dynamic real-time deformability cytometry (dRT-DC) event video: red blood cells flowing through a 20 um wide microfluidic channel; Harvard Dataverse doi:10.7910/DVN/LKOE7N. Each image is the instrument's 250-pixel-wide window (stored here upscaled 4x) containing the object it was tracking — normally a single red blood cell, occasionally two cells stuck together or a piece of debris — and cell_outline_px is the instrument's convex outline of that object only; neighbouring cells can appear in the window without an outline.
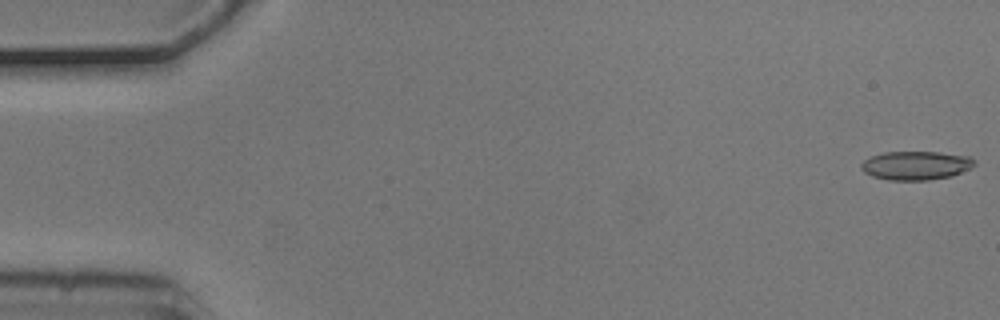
{"species": "common noctule bat (a hibernating species)", "species_latin": "Nyctalus noctula", "temperature_condition": "cold", "stored_images_in_passage": 3, "camera_frame_rate_fps": 3000, "um_per_image_px": 0.085, "animal": {"sex": "male", "body_mass_g": 20.5, "forearm_length_mm": 52.5}, "frame": {"image": 1, "passage_image": 1, "time_ms": 0.0, "image_size_px": [1000, 320], "cell_outline_px": [[976, 164], [972, 168], [952, 176], [928, 180], [888, 180], [872, 176], [864, 172], [860, 168], [860, 164], [864, 160], [872, 156], [884, 152], [936, 152], [968, 156], [976, 160]], "centroid_in_image_um": [77.86, 14.07], "position_along_channel_um": 7.1, "area_um2": 19.07}}